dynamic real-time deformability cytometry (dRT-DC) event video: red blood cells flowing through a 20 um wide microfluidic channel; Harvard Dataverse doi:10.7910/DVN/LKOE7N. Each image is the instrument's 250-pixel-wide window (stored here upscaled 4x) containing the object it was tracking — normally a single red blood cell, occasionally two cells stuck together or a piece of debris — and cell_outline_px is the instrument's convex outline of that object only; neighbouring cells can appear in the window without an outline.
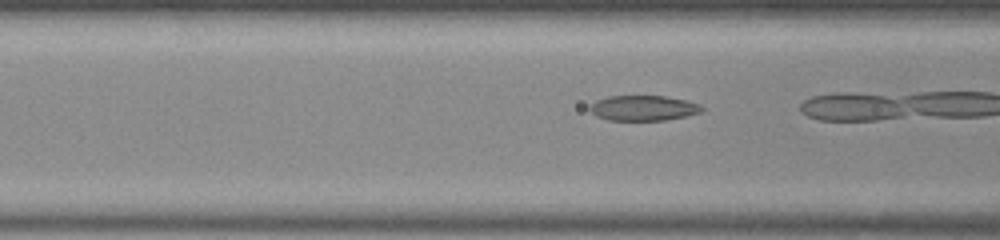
{"species": "common noctule bat (a hibernating species)", "species_latin": "Nyctalus noctula", "temperature_condition": "room temperature", "stored_images_in_passage": 17, "camera_frame_rate_fps": 3000, "um_per_image_px": 0.085, "animal": {"sex": "male", "body_mass_g": 20.0, "forearm_length_mm": 53.3}, "frame": {"image": 1, "passage_image": 15, "time_ms": 4.667, "image_size_px": [1000, 240], "cell_outline_px": [[704, 108], [700, 112], [688, 116], [664, 120], [608, 120], [596, 116], [588, 108], [596, 100], [608, 96], [664, 96], [684, 100], [700, 104]], "centroid_in_image_um": [54.68, 9.18], "position_along_channel_um": 111.9, "area_um2": 16.42}}